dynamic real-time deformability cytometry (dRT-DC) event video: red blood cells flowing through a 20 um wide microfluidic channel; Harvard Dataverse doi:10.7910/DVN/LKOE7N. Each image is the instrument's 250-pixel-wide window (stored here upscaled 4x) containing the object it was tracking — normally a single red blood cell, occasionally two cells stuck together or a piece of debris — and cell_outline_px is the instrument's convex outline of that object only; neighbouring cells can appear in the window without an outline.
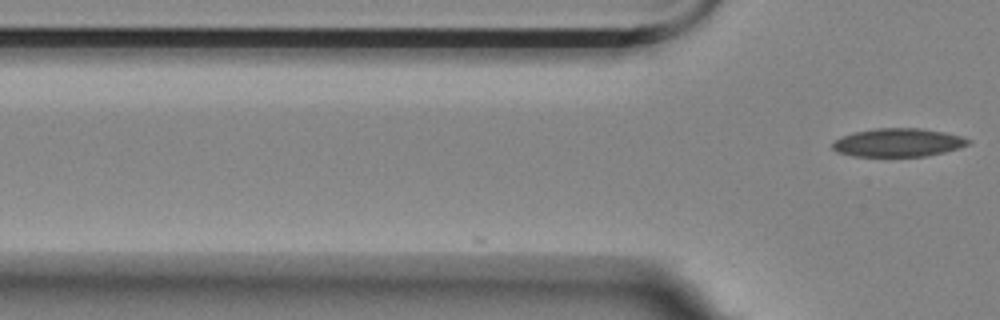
{"species": "Egyptian fruit bat (a non-hibernating species)", "species_latin": "Rousettus aegyptiacus", "temperature_condition": "room temperature", "stored_images_in_passage": 3, "camera_frame_rate_fps": 3000, "um_per_image_px": 0.085, "animal": {"sex": "female"}, "frame": {"image": 1, "passage_image": 3, "time_ms": 0.667, "image_size_px": [1000, 320], "cell_outline_px": [[972, 144], [960, 148], [928, 156], [852, 156], [836, 152], [832, 148], [832, 144], [836, 140], [844, 136], [856, 132], [876, 128], [916, 128], [944, 132], [960, 136], [972, 140]], "centroid_in_image_um": [76.38, 12.13], "position_along_channel_um": 49.4, "area_um2": 22.37}}